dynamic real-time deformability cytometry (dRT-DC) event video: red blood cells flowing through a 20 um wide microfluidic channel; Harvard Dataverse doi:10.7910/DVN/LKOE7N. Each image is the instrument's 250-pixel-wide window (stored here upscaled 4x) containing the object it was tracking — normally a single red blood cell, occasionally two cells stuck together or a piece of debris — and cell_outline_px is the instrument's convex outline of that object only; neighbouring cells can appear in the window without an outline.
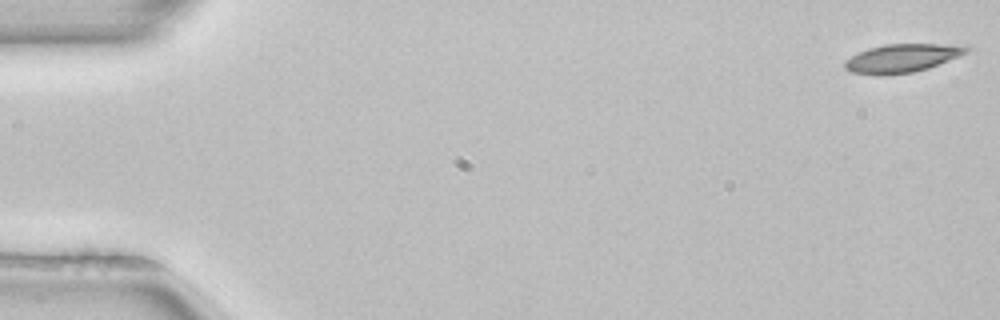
{"species": "common noctule bat (a hibernating species)", "species_latin": "Nyctalus noctula", "temperature_condition": "room temperature", "stored_images_in_passage": 52, "camera_frame_rate_fps": 3000, "um_per_image_px": 0.085, "animal": {"sex": "female", "body_mass_g": 22.7, "forearm_length_mm": 54.2}, "frame": {"image": 1, "passage_image": 1, "time_ms": 0.0, "image_size_px": [1000, 320], "cell_outline_px": [[972, 48], [968, 52], [928, 68], [912, 72], [884, 76], [880, 76], [852, 72], [844, 68], [844, 60], [868, 48], [884, 44], [940, 44]], "centroid_in_image_um": [76.6, 4.96], "position_along_channel_um": 8.4, "area_um2": 19.94}}
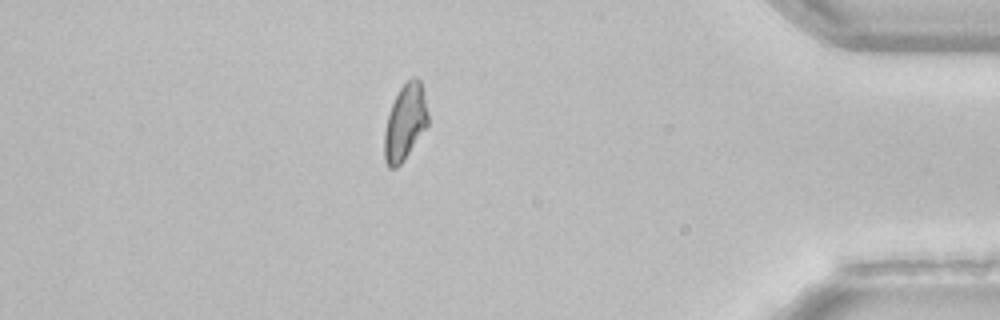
{"frame": {"image": 2, "passage_image": 45, "time_ms": 14.667, "image_size_px": [1000, 320], "cell_outline_px": [[428, 124], [404, 160], [396, 168], [388, 168], [384, 160], [384, 132], [388, 116], [392, 104], [400, 88], [412, 76], [416, 76], [420, 80], [428, 112]], "centroid_in_image_um": [34.42, 10.41], "position_along_channel_um": 400.8, "area_um2": 19.13}}
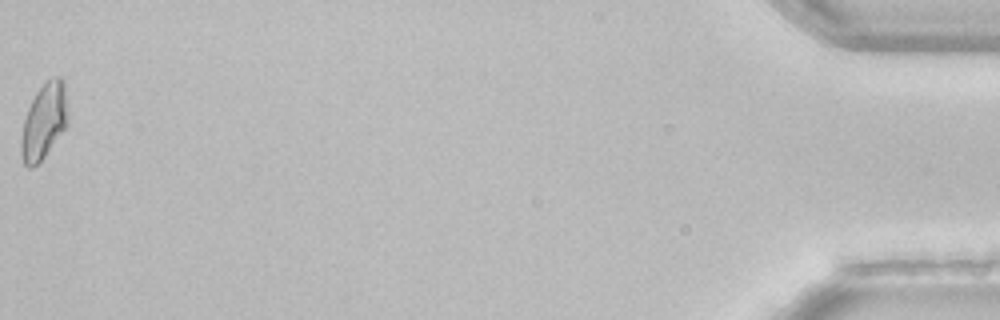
{"frame": {"image": 3, "passage_image": 52, "time_ms": 17.0, "image_size_px": [1000, 320], "cell_outline_px": [[68, 124], [44, 156], [32, 168], [28, 168], [24, 164], [20, 156], [20, 140], [24, 120], [28, 108], [36, 92], [48, 80], [56, 76], [60, 76], [64, 80], [68, 108]], "centroid_in_image_um": [3.74, 10.31], "position_along_channel_um": 431.5, "area_um2": 20.63}, "authors_computed_cell_mechanics": {"area_um2": 20.3167, "velocity_mm_per_s": 3.9678, "shape_relaxation_time_tau1_ms": 11.0559, "shape_relaxation_time_tau2_ms": null, "deformation_change_tau1": 0.2032, "deformation_change_tau2": null}}